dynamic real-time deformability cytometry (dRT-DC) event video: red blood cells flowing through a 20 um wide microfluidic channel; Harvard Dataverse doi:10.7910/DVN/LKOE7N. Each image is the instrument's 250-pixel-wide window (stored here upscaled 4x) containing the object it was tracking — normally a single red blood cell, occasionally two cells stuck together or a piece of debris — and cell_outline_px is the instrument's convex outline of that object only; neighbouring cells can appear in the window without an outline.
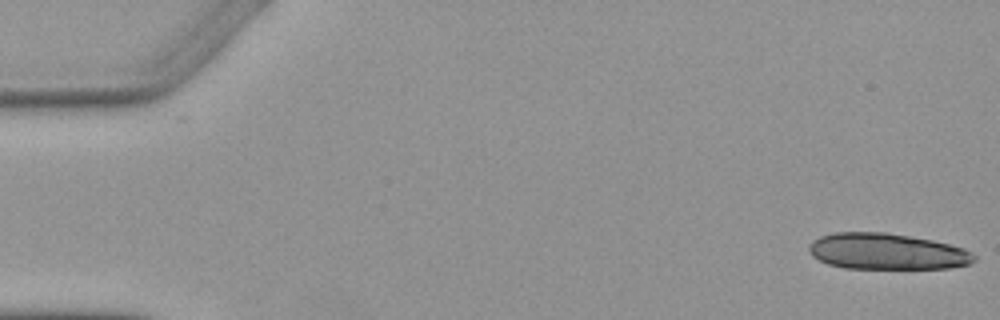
{"species": "Egyptian fruit bat (a non-hibernating species)", "species_latin": "Rousettus aegyptiacus", "temperature_condition": "warm", "stored_images_in_passage": 4, "camera_frame_rate_fps": 3000, "um_per_image_px": 0.085, "animal": {"sex": "female"}, "frame": {"image": 1, "passage_image": 1, "time_ms": 0.0, "image_size_px": [1000, 320], "cell_outline_px": [[976, 260], [968, 264], [952, 268], [844, 268], [828, 264], [812, 256], [808, 248], [808, 244], [812, 240], [820, 236], [836, 232], [888, 232], [932, 240], [964, 248], [972, 252], [976, 256]], "centroid_in_image_um": [75.37, 21.37], "position_along_channel_um": 9.6, "area_um2": 34.91}}